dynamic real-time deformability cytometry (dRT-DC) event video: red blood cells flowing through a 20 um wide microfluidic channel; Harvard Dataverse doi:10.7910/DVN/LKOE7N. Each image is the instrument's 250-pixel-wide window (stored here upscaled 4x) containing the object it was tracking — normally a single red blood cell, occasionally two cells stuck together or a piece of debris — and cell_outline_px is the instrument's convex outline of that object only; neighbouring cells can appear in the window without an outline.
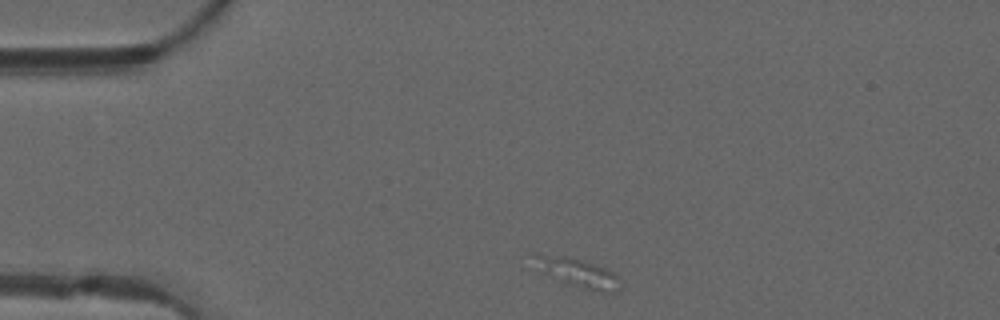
{"species": "common noctule bat (a hibernating species)", "species_latin": "Nyctalus noctula", "temperature_condition": "warm", "stored_images_in_passage": 5, "camera_frame_rate_fps": 3000, "um_per_image_px": 0.085, "animal": {"sex": "male", "forearm_length_mm": 52.5}, "frame": {"image": 1, "passage_image": 1, "time_ms": 0.0, "image_size_px": [1000, 320], "cell_outline_px": [[616, 276], [612, 292], [608, 292], [584, 288], [568, 284], [560, 280], [548, 272], [540, 256], [560, 256], [580, 260], [604, 268], [612, 272]], "centroid_in_image_um": [49.29, 23.23], "position_along_channel_um": 35.7, "area_um2": 11.91}}